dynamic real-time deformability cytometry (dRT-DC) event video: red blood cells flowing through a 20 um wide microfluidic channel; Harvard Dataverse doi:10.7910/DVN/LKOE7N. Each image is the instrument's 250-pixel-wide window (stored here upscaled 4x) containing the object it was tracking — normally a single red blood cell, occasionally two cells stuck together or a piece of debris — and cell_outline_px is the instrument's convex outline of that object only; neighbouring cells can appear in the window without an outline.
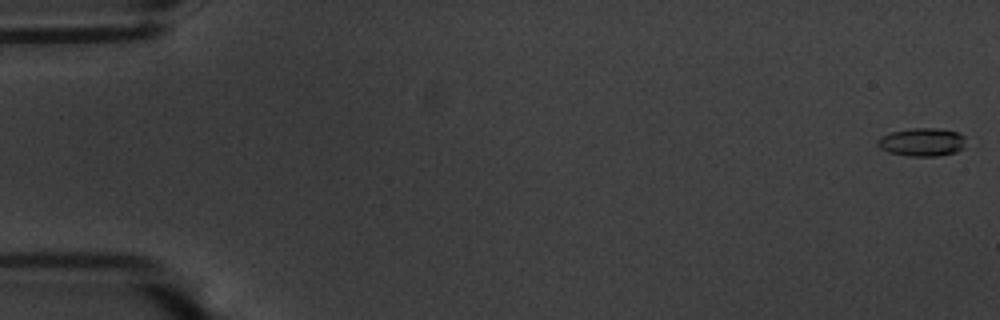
{"species": "common noctule bat (a hibernating species)", "species_latin": "Nyctalus noctula", "temperature_condition": "warm", "stored_images_in_passage": 58, "camera_frame_rate_fps": 3000, "um_per_image_px": 0.085, "animal": {"sex": "male", "body_mass_g": 20.1, "forearm_length_mm": 53.5}, "frame": {"image": 1, "passage_image": 2, "time_ms": 0.333, "image_size_px": [1000, 320], "cell_outline_px": [[964, 148], [956, 152], [940, 156], [908, 156], [888, 152], [880, 148], [876, 144], [884, 136], [892, 132], [912, 128], [940, 128], [956, 132], [964, 136]], "centroid_in_image_um": [78.41, 12.09], "position_along_channel_um": 6.6, "area_um2": 14.39}}
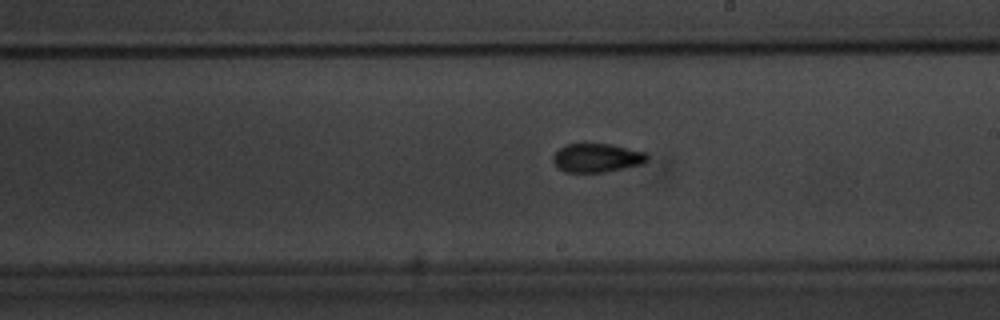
{"frame": {"image": 2, "passage_image": 34, "time_ms": 11.0, "image_size_px": [1000, 320], "cell_outline_px": [[648, 160], [644, 164], [604, 172], [564, 172], [556, 168], [552, 160], [552, 156], [564, 144], [584, 140], [612, 144], [648, 152]], "centroid_in_image_um": [50.71, 13.36], "position_along_channel_um": 238.3, "area_um2": 16.76}}
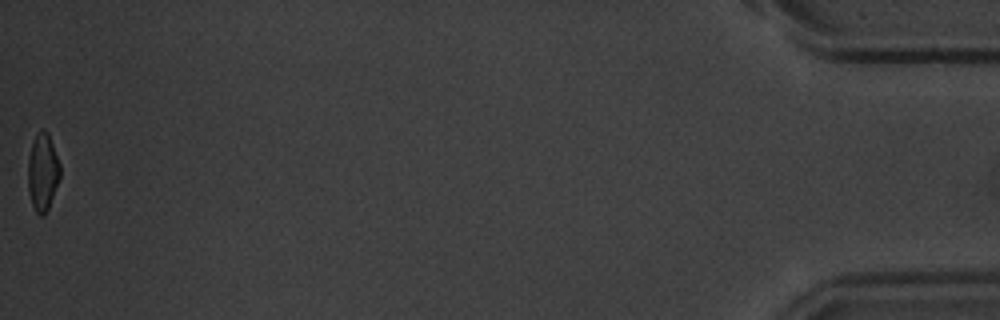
{"frame": {"image": 3, "passage_image": 58, "time_ms": 19.0, "image_size_px": [1000, 320], "cell_outline_px": [[60, 176], [48, 208], [44, 216], [40, 216], [36, 212], [32, 204], [28, 192], [28, 160], [32, 144], [40, 128], [44, 128], [48, 132], [60, 164]], "centroid_in_image_um": [3.62, 14.62], "position_along_channel_um": 431.6, "area_um2": 14.39}, "authors_computed_cell_mechanics": {"area_um2": 15.2303, "velocity_mm_per_s": 3.6163, "shape_relaxation_time_tau1_ms": 4.0392, "shape_relaxation_time_tau2_ms": 2.865, "deformation_change_tau1": 0.1512, "deformation_change_tau2": 0.0915}}